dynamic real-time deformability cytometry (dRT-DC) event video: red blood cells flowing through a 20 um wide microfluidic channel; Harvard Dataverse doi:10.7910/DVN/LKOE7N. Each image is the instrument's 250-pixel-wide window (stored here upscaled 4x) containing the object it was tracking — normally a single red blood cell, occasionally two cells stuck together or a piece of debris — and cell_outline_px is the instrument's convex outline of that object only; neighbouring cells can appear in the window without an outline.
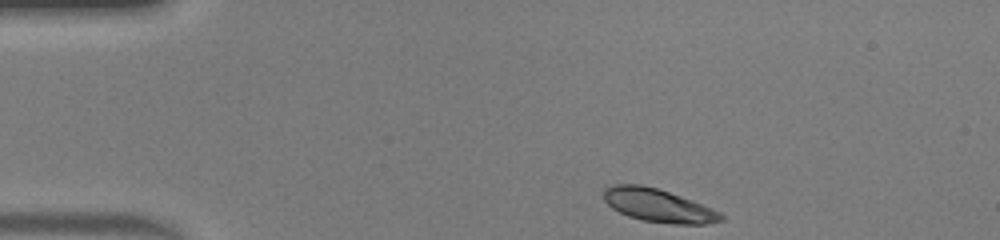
{"species": "human", "species_latin": "Homo sapiens", "temperature_condition": "warm", "stored_images_in_passage": 40, "camera_frame_rate_fps": 3000, "um_per_image_px": 0.085, "donor": {"sex": "male"}, "frame": {"image": 1, "passage_image": 1, "time_ms": 0.0, "image_size_px": [1000, 240], "cell_outline_px": [[724, 220], [704, 224], [672, 224], [640, 220], [628, 216], [612, 208], [604, 200], [604, 188], [616, 184], [640, 184], [656, 188], [692, 200], [720, 212], [724, 216]], "centroid_in_image_um": [55.94, 17.47], "position_along_channel_um": 29.1, "area_um2": 22.54}}
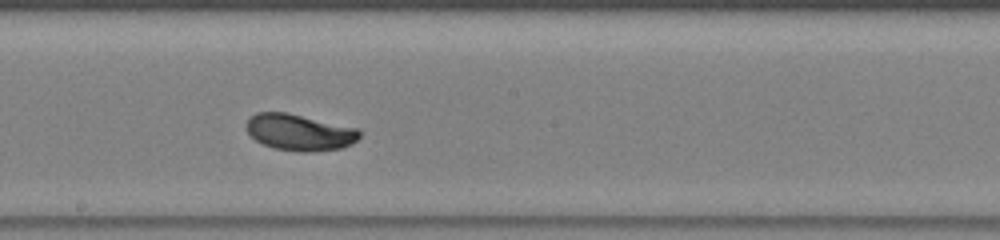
{"frame": {"image": 2, "passage_image": 19, "time_ms": 6.0, "image_size_px": [1000, 240], "cell_outline_px": [[360, 136], [352, 144], [344, 148], [308, 152], [300, 152], [276, 148], [264, 144], [256, 140], [244, 128], [244, 124], [248, 116], [256, 112], [284, 112], [360, 128]], "centroid_in_image_um": [25.44, 11.24], "position_along_channel_um": 222.8, "area_um2": 24.22}}
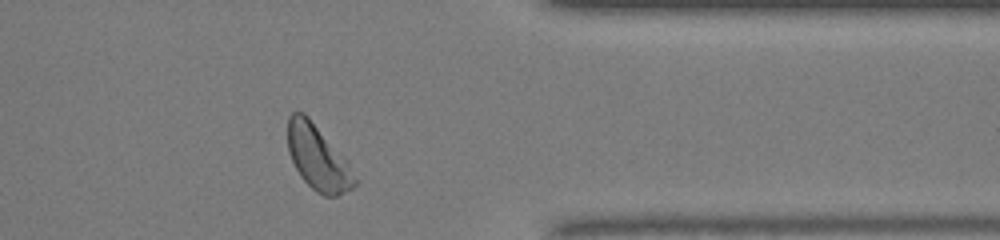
{"frame": {"image": 3, "passage_image": 31, "time_ms": 10.0, "image_size_px": [1000, 240], "cell_outline_px": [[356, 184], [352, 188], [336, 196], [324, 196], [316, 192], [300, 176], [288, 152], [288, 116], [292, 112], [304, 112], [308, 116], [348, 160], [356, 180]], "centroid_in_image_um": [27.02, 13.39], "position_along_channel_um": 384.4, "area_um2": 25.26}, "authors_computed_cell_mechanics": {"area_um2": 24.1893, "velocity_mm_per_s": 4.3492, "shape_relaxation_time_tau1_ms": 2.9977, "shape_relaxation_time_tau2_ms": null, "deformation_change_tau1": 0.1389, "deformation_change_tau2": null}}